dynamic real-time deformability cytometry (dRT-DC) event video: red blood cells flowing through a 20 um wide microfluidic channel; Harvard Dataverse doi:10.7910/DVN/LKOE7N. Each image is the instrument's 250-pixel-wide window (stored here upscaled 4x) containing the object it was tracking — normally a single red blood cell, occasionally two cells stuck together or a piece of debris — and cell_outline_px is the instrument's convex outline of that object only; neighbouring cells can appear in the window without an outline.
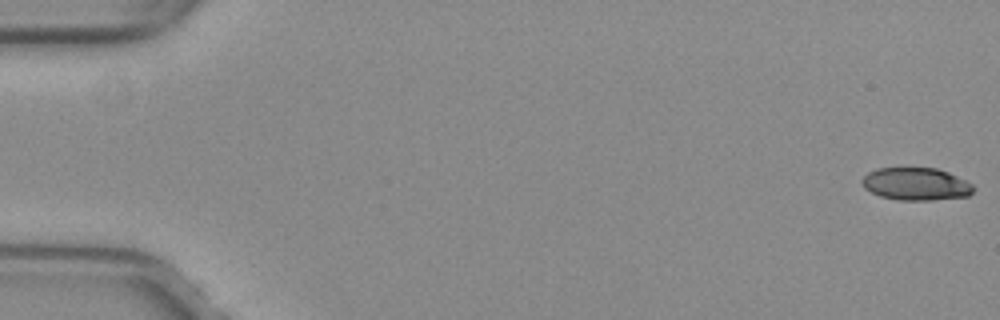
{"species": "common noctule bat (a hibernating species)", "species_latin": "Nyctalus noctula", "temperature_condition": "warm", "stored_images_in_passage": 9, "camera_frame_rate_fps": 3000, "um_per_image_px": 0.085, "animal": {"sex": "female", "body_mass_g": 29.2, "forearm_length_mm": 56.3}, "frame": {"image": 1, "passage_image": 1, "time_ms": 0.0, "image_size_px": [1000, 320], "cell_outline_px": [[972, 192], [968, 196], [932, 200], [900, 200], [880, 196], [864, 188], [860, 180], [868, 172], [876, 168], [908, 164], [936, 168], [948, 172], [972, 184]], "centroid_in_image_um": [77.79, 15.58], "position_along_channel_um": 7.2, "area_um2": 21.91}}